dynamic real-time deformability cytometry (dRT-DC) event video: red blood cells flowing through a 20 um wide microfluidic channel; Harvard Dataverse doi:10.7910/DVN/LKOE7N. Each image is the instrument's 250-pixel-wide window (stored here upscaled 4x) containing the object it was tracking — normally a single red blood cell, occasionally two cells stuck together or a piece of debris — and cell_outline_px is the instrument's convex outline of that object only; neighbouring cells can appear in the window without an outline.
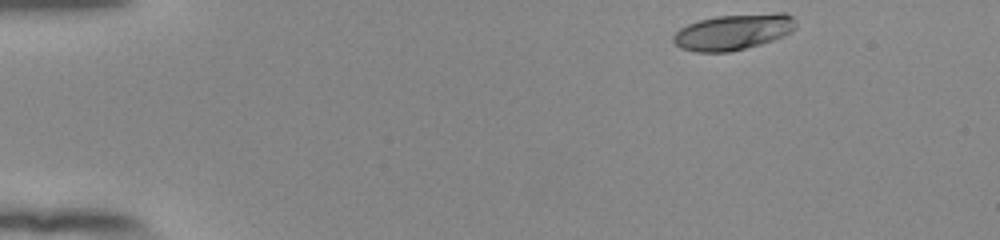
{"species": "human", "species_latin": "Homo sapiens", "temperature_condition": "room temperature", "stored_images_in_passage": 47, "camera_frame_rate_fps": 3000, "um_per_image_px": 0.085, "donor": {"sex": "female"}, "frame": {"image": 1, "passage_image": 1, "time_ms": 0.0, "image_size_px": [1000, 240], "cell_outline_px": [[796, 28], [792, 32], [784, 36], [760, 44], [728, 52], [696, 52], [680, 48], [672, 40], [672, 36], [680, 28], [688, 24], [700, 20], [716, 16], [776, 12], [784, 12], [792, 16], [796, 20]], "centroid_in_image_um": [62.36, 2.7], "position_along_channel_um": 22.6, "area_um2": 25.78}}
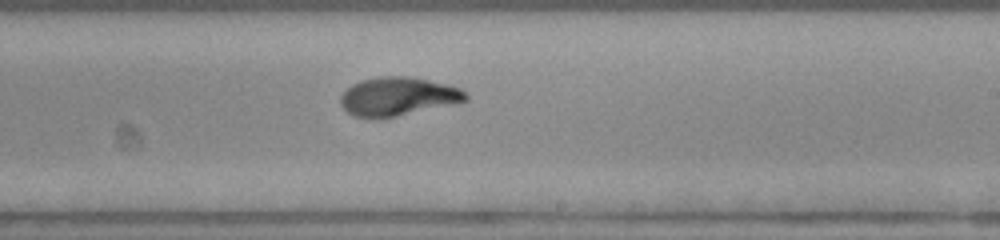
{"frame": {"image": 2, "passage_image": 27, "time_ms": 8.667, "image_size_px": [1000, 240], "cell_outline_px": [[468, 100], [452, 104], [396, 116], [352, 116], [340, 104], [340, 96], [352, 84], [360, 80], [380, 76], [408, 76], [448, 84], [460, 88], [468, 96]], "centroid_in_image_um": [33.83, 8.17], "position_along_channel_um": 255.2, "area_um2": 27.63}}
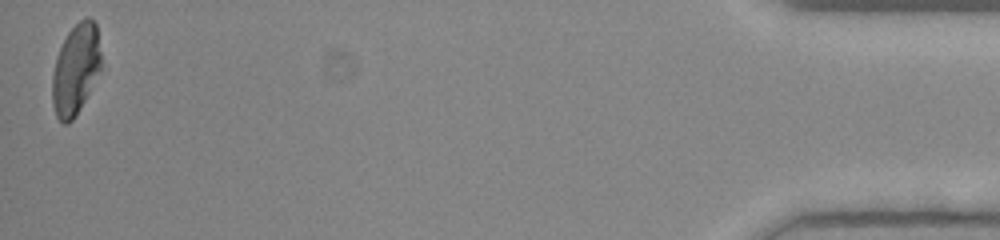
{"frame": {"image": 3, "passage_image": 47, "time_ms": 15.333, "image_size_px": [1000, 240], "cell_outline_px": [[100, 68], [80, 108], [72, 120], [68, 124], [64, 124], [56, 116], [52, 104], [52, 76], [56, 56], [68, 32], [80, 20], [88, 16], [96, 24], [100, 52]], "centroid_in_image_um": [6.4, 5.89], "position_along_channel_um": 428.8, "area_um2": 25.26}, "authors_computed_cell_mechanics": {"area_um2": 27.166, "velocity_mm_per_s": 3.8671, "shape_relaxation_time_tau1_ms": 4.1763, "shape_relaxation_time_tau2_ms": 1.2965, "deformation_change_tau1": 0.1958, "deformation_change_tau2": 0.0743}}